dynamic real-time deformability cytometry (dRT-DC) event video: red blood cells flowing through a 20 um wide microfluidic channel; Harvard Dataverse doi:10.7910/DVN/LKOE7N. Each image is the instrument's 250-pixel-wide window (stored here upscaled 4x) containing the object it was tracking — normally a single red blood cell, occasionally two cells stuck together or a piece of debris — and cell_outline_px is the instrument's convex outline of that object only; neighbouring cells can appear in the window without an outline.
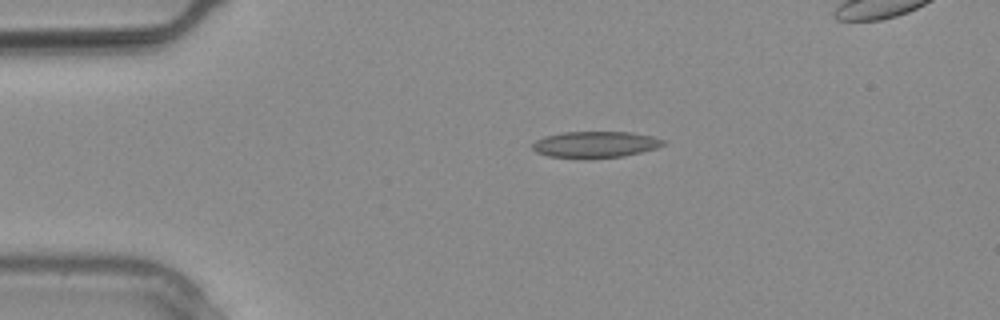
{"species": "common noctule bat (a hibernating species)", "species_latin": "Nyctalus noctula", "temperature_condition": "warm", "stored_images_in_passage": 29, "camera_frame_rate_fps": 3000, "um_per_image_px": 0.085, "animal": {"sex": "male", "body_mass_g": 20.4}, "frame": {"image": 1, "passage_image": 5, "time_ms": 1.333, "image_size_px": [1000, 320], "cell_outline_px": [[664, 144], [656, 148], [624, 156], [588, 160], [584, 160], [548, 156], [536, 152], [532, 148], [532, 144], [536, 140], [544, 136], [564, 132], [632, 132], [652, 136], [664, 140]], "centroid_in_image_um": [50.56, 12.3], "position_along_channel_um": 34.4, "area_um2": 20.46}}